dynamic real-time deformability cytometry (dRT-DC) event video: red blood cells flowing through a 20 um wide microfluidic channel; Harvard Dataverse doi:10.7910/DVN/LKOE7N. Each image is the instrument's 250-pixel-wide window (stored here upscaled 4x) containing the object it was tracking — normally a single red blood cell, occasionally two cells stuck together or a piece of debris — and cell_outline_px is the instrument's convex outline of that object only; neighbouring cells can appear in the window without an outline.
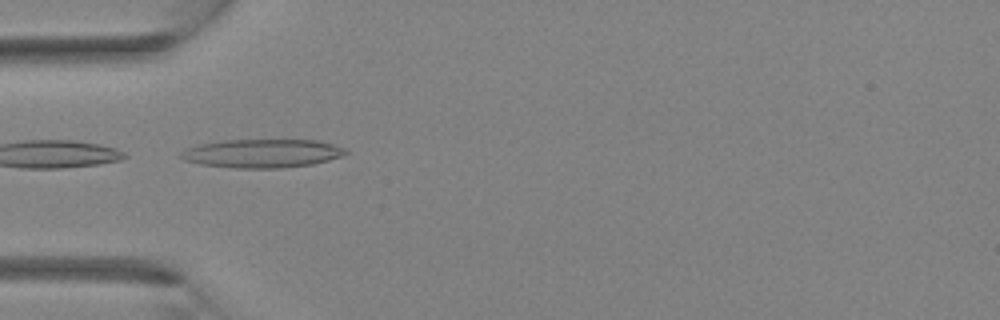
{"species": "Egyptian fruit bat (a non-hibernating species)", "species_latin": "Rousettus aegyptiacus", "temperature_condition": "room temperature", "stored_images_in_passage": 5, "camera_frame_rate_fps": 3000, "um_per_image_px": 0.085, "animal": {"sex": "female"}, "frame": {"image": 1, "passage_image": 4, "time_ms": 3.333, "image_size_px": [1000, 320], "cell_outline_px": [[348, 152], [344, 156], [312, 164], [284, 168], [232, 168], [200, 164], [184, 160], [180, 156], [180, 152], [184, 148], [200, 144], [224, 140], [316, 140], [332, 144], [344, 148]], "centroid_in_image_um": [22.27, 13.04], "position_along_channel_um": 62.7, "area_um2": 27.51}}
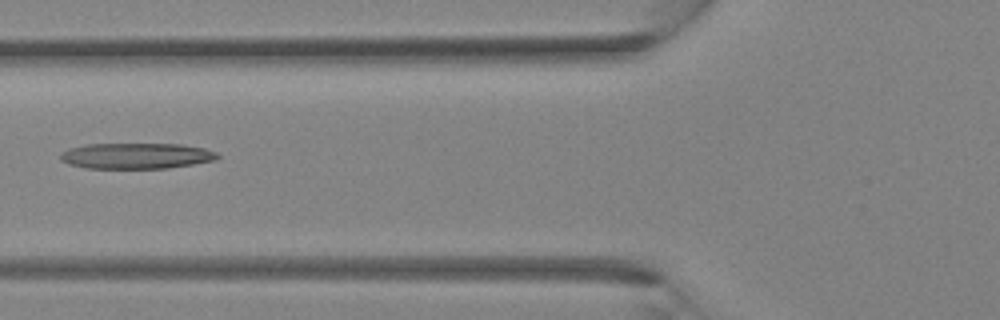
{"frame": {"image": 2, "passage_image": 5, "time_ms": 4.333, "image_size_px": [1000, 320], "cell_outline_px": [[220, 156], [216, 160], [168, 168], [84, 168], [68, 164], [60, 160], [60, 152], [68, 148], [88, 144], [180, 144], [204, 148], [216, 152]], "centroid_in_image_um": [11.55, 13.25], "position_along_channel_um": 114.2, "area_um2": 23.7}}